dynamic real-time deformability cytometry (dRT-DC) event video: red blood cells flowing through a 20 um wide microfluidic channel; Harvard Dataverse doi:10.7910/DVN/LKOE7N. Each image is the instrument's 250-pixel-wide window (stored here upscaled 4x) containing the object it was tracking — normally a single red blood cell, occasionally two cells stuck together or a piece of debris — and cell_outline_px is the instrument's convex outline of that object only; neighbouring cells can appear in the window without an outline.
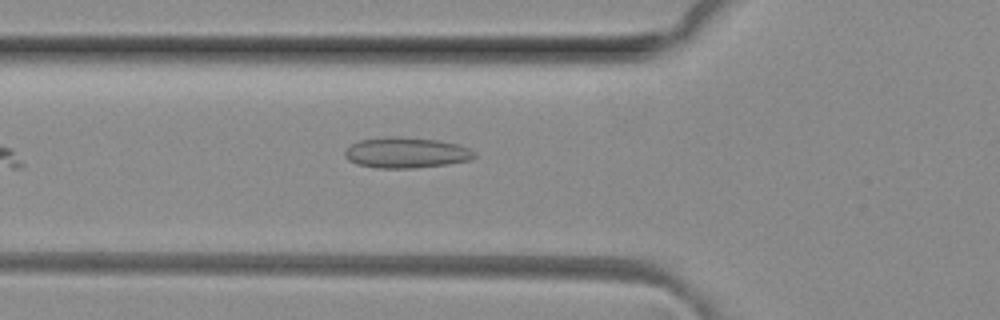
{"species": "common noctule bat (a hibernating species)", "species_latin": "Nyctalus noctula", "temperature_condition": "room temperature", "stored_images_in_passage": 2, "camera_frame_rate_fps": 3000, "um_per_image_px": 0.085, "animal": {"sex": "female", "body_mass_g": 29.2, "forearm_length_mm": 56.3}, "frame": {"image": 1, "passage_image": 2, "time_ms": 0.333, "image_size_px": [1000, 320], "cell_outline_px": [[476, 156], [472, 160], [448, 164], [416, 168], [376, 168], [356, 164], [348, 160], [344, 156], [344, 152], [352, 144], [360, 140], [392, 136], [400, 136], [436, 140], [460, 144], [476, 152]], "centroid_in_image_um": [34.55, 12.98], "position_along_channel_um": 91.2, "area_um2": 23.35}}